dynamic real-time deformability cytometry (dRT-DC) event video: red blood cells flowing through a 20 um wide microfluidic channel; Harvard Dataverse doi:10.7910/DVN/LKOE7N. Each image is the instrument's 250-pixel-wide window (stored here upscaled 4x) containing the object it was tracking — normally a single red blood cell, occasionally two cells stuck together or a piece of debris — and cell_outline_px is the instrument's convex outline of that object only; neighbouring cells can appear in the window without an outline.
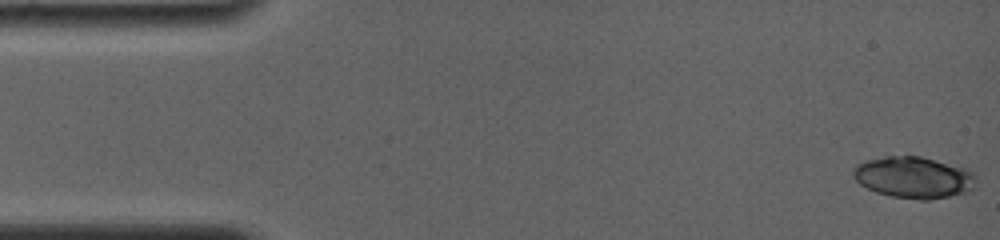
{"species": "common noctule bat (a hibernating species)", "species_latin": "Nyctalus noctula", "temperature_condition": "room temperature", "stored_images_in_passage": 13, "camera_frame_rate_fps": 4000, "um_per_image_px": 0.085, "animal": {"sex": "female", "body_mass_g": 19.0, "forearm_length_mm": 56.7}, "frame": {"image": 1, "passage_image": 1, "time_ms": 0.0, "image_size_px": [1000, 240], "cell_outline_px": [[976, 176], [972, 188], [968, 192], [928, 200], [920, 200], [892, 196], [876, 192], [860, 184], [852, 176], [852, 168], [856, 164], [868, 160], [884, 156], [920, 156], [964, 168], [972, 172]], "centroid_in_image_um": [77.62, 15.08], "position_along_channel_um": 7.4, "area_um2": 29.54}}
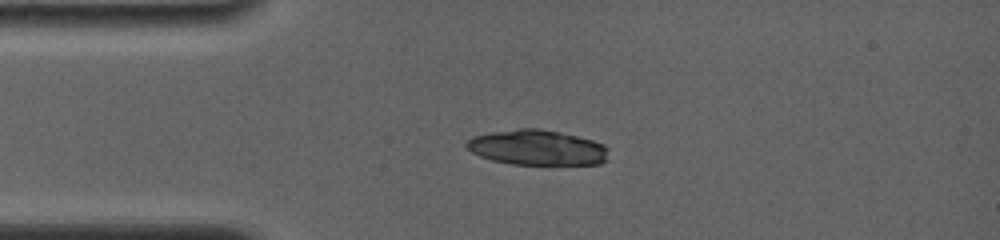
{"frame": {"image": 2, "passage_image": 10, "time_ms": 3.5, "image_size_px": [1000, 240], "cell_outline_px": [[608, 160], [600, 164], [512, 164], [492, 160], [480, 156], [464, 148], [464, 144], [472, 136], [492, 132], [520, 128], [540, 128], [560, 132], [592, 140], [604, 144], [608, 148]], "centroid_in_image_um": [45.65, 12.54], "position_along_channel_um": 39.3, "area_um2": 29.3}}